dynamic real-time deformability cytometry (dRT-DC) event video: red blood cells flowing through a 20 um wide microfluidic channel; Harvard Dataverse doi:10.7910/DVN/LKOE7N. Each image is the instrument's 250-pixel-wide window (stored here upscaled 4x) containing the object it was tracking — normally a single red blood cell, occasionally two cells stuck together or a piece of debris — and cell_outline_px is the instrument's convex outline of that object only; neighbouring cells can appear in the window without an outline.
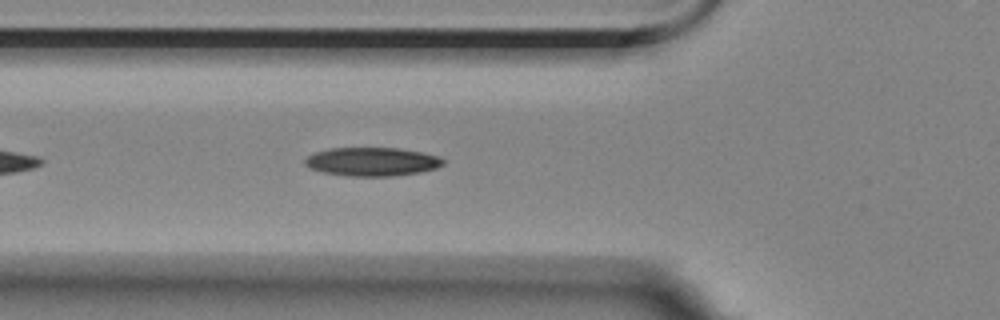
{"species": "Egyptian fruit bat (a non-hibernating species)", "species_latin": "Rousettus aegyptiacus", "temperature_condition": "room temperature", "stored_images_in_passage": 5, "camera_frame_rate_fps": 3000, "um_per_image_px": 0.085, "animal": {"sex": "female"}, "frame": {"image": 1, "passage_image": 5, "time_ms": 4.667, "image_size_px": [1000, 320], "cell_outline_px": [[444, 164], [436, 168], [420, 172], [392, 176], [348, 176], [324, 172], [312, 168], [304, 164], [304, 160], [308, 156], [316, 152], [328, 148], [400, 148], [440, 156], [444, 160]], "centroid_in_image_um": [31.65, 13.74], "position_along_channel_um": 94.2, "area_um2": 22.95}}